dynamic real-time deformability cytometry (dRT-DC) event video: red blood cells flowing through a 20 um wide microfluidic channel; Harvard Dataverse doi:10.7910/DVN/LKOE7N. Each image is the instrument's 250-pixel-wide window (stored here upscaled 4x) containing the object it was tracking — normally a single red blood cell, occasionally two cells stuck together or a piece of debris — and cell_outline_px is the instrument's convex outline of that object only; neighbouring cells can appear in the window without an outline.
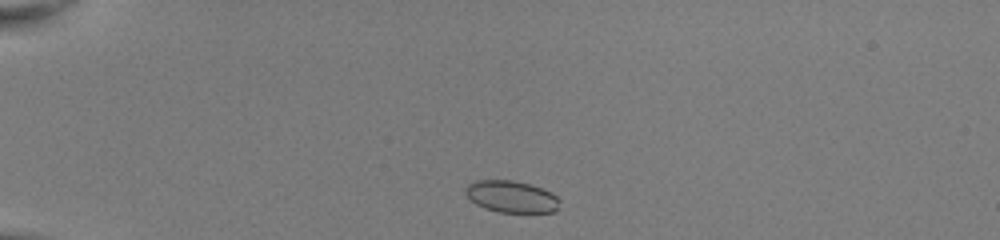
{"species": "common noctule bat (a hibernating species)", "species_latin": "Nyctalus noctula", "temperature_condition": "room temperature", "stored_images_in_passage": 40, "camera_frame_rate_fps": 3000, "um_per_image_px": 0.085, "animal": {"sex": "female", "body_mass_g": 22.0, "forearm_length_mm": 56.7}, "frame": {"image": 1, "passage_image": 2, "time_ms": 0.333, "image_size_px": [1000, 240], "cell_outline_px": [[560, 200], [556, 212], [500, 212], [484, 208], [476, 204], [464, 192], [464, 188], [472, 180], [512, 180], [532, 184], [552, 192]], "centroid_in_image_um": [43.47, 16.7], "position_along_channel_um": 41.5, "area_um2": 17.63}}
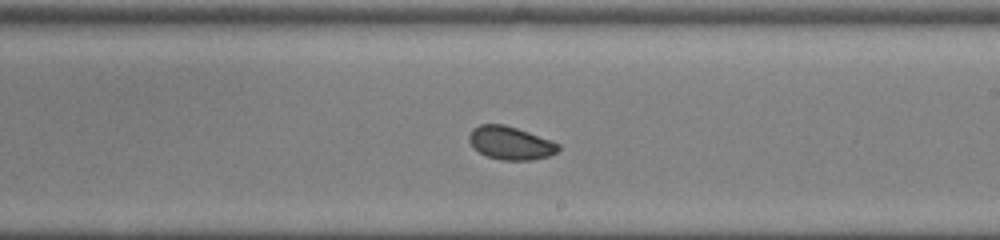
{"frame": {"image": 2, "passage_image": 21, "time_ms": 6.667, "image_size_px": [1000, 240], "cell_outline_px": [[560, 148], [556, 152], [548, 156], [532, 160], [500, 160], [488, 156], [480, 152], [468, 140], [468, 136], [472, 128], [480, 124], [504, 124], [552, 140], [560, 144]], "centroid_in_image_um": [43.4, 12.15], "position_along_channel_um": 245.6, "area_um2": 17.17}}
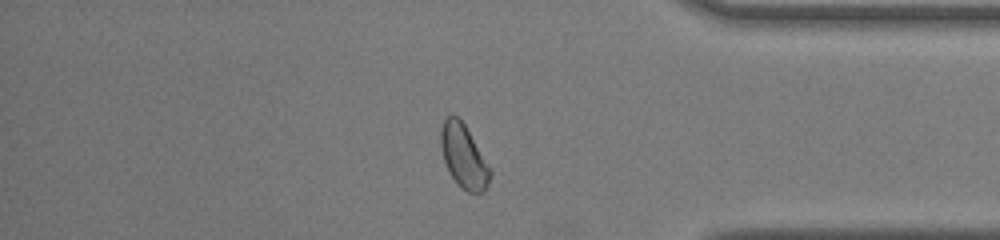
{"frame": {"image": 3, "passage_image": 33, "time_ms": 10.667, "image_size_px": [1000, 240], "cell_outline_px": [[492, 172], [488, 184], [484, 192], [468, 192], [460, 188], [452, 176], [444, 160], [440, 144], [440, 132], [444, 120], [448, 116], [456, 116], [464, 124], [492, 168]], "centroid_in_image_um": [39.44, 13.31], "position_along_channel_um": 395.8, "area_um2": 18.15}, "authors_computed_cell_mechanics": {"area_um2": 17.6001, "velocity_mm_per_s": 4.0495, "shape_relaxation_time_tau1_ms": 4.0116, "shape_relaxation_time_tau2_ms": 1.9733, "deformation_change_tau1": 0.085, "deformation_change_tau2": 0.0512}}